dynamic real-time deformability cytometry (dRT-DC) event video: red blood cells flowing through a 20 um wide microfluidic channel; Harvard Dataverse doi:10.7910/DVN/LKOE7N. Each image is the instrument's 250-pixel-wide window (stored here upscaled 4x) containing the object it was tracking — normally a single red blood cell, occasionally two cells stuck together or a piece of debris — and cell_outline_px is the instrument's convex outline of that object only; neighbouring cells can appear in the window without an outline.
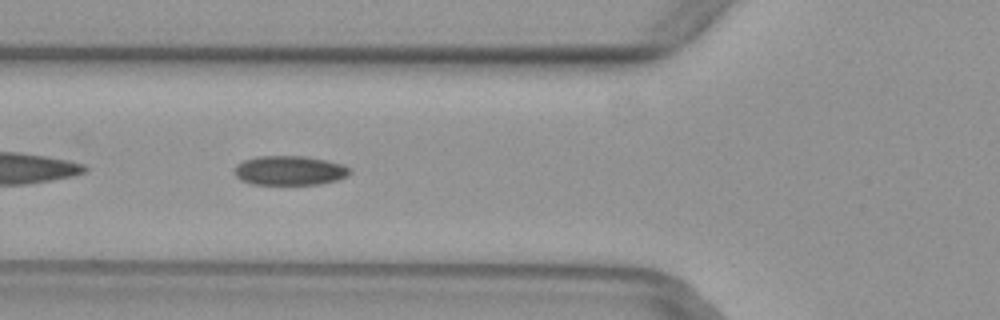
{"species": "common noctule bat (a hibernating species)", "species_latin": "Nyctalus noctula", "temperature_condition": "warm", "stored_images_in_passage": 12, "camera_frame_rate_fps": 3000, "um_per_image_px": 0.085, "animal": {"sex": "female", "body_mass_g": 29.2, "forearm_length_mm": 56.3}, "frame": {"image": 1, "passage_image": 4, "time_ms": 1.0, "image_size_px": [1000, 320], "cell_outline_px": [[352, 172], [348, 176], [336, 180], [320, 184], [252, 184], [240, 180], [236, 176], [236, 164], [244, 160], [260, 156], [304, 156], [344, 164], [352, 168]], "centroid_in_image_um": [24.66, 14.49], "position_along_channel_um": 101.1, "area_um2": 19.77}}
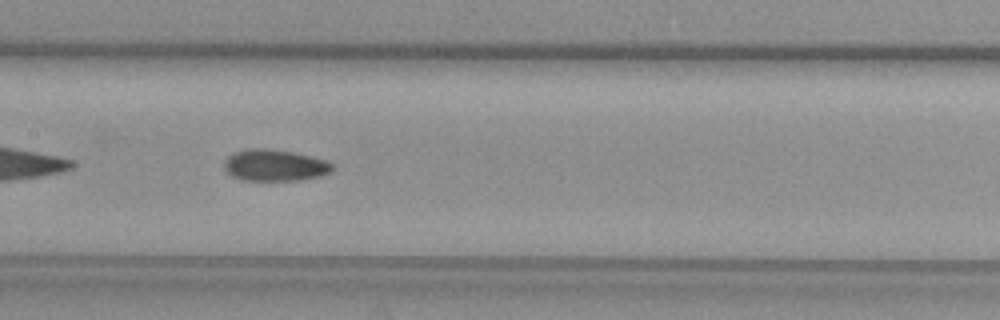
{"frame": {"image": 2, "passage_image": 10, "time_ms": 3.0, "image_size_px": [1000, 320], "cell_outline_px": [[332, 168], [328, 172], [320, 176], [300, 180], [240, 180], [224, 172], [224, 160], [232, 152], [248, 148], [264, 148], [292, 152], [328, 160], [332, 164]], "centroid_in_image_um": [23.28, 14.04], "position_along_channel_um": 184.1, "area_um2": 20.0}}